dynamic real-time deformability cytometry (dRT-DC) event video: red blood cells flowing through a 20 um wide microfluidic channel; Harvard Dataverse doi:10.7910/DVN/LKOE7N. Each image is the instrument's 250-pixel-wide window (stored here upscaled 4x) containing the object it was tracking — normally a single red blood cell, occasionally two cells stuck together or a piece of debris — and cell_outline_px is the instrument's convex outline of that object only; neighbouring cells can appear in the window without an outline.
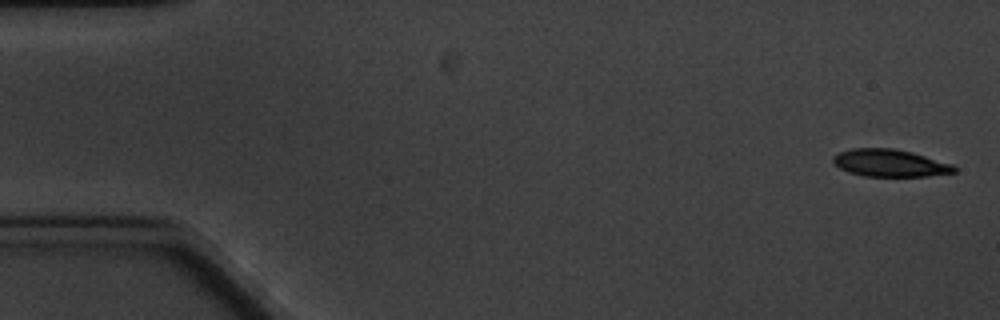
{"species": "common noctule bat (a hibernating species)", "species_latin": "Nyctalus noctula", "temperature_condition": "cold", "stored_images_in_passage": 5, "camera_frame_rate_fps": 3000, "um_per_image_px": 0.085, "animal": {"sex": "male", "body_mass_g": 20.1, "forearm_length_mm": 53.5}, "frame": {"image": 1, "passage_image": 1, "time_ms": 0.0, "image_size_px": [1000, 320], "cell_outline_px": [[956, 172], [928, 176], [864, 176], [848, 172], [840, 168], [832, 160], [832, 156], [840, 152], [852, 148], [892, 148], [912, 152], [952, 164], [956, 168]], "centroid_in_image_um": [75.63, 13.86], "position_along_channel_um": 9.4, "area_um2": 19.19}}
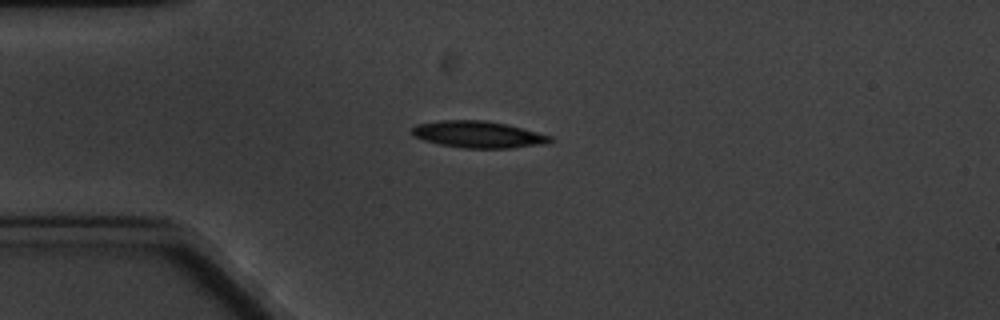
{"frame": {"image": 2, "passage_image": 5, "time_ms": 4.333, "image_size_px": [1000, 320], "cell_outline_px": [[552, 140], [548, 144], [512, 148], [464, 148], [440, 144], [424, 140], [412, 136], [412, 128], [416, 124], [440, 120], [488, 120], [508, 124], [552, 136]], "centroid_in_image_um": [40.67, 11.42], "position_along_channel_um": 44.3, "area_um2": 21.73}}